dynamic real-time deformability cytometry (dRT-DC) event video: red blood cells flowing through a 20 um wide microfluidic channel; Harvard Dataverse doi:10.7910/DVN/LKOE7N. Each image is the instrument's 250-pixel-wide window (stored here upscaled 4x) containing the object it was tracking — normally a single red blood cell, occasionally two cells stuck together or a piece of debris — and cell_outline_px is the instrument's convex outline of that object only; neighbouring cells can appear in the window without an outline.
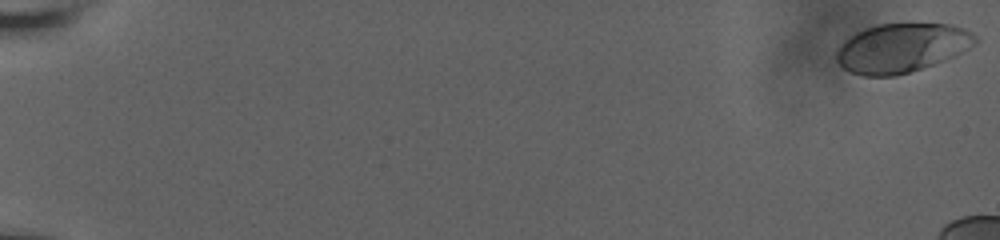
{"species": "human", "species_latin": "Homo sapiens", "temperature_condition": "room temperature", "stored_images_in_passage": 16, "camera_frame_rate_fps": 3000, "um_per_image_px": 0.085, "donor": {"sex": "male"}, "frame": {"image": 1, "passage_image": 1, "time_ms": 0.0, "image_size_px": [1000, 240], "cell_outline_px": [[980, 40], [956, 56], [936, 64], [896, 76], [864, 76], [848, 72], [836, 60], [836, 52], [840, 44], [844, 40], [856, 32], [864, 28], [876, 24], [952, 24], [964, 28], [972, 32]], "centroid_in_image_um": [76.65, 4.08], "position_along_channel_um": 8.4, "area_um2": 40.11}}